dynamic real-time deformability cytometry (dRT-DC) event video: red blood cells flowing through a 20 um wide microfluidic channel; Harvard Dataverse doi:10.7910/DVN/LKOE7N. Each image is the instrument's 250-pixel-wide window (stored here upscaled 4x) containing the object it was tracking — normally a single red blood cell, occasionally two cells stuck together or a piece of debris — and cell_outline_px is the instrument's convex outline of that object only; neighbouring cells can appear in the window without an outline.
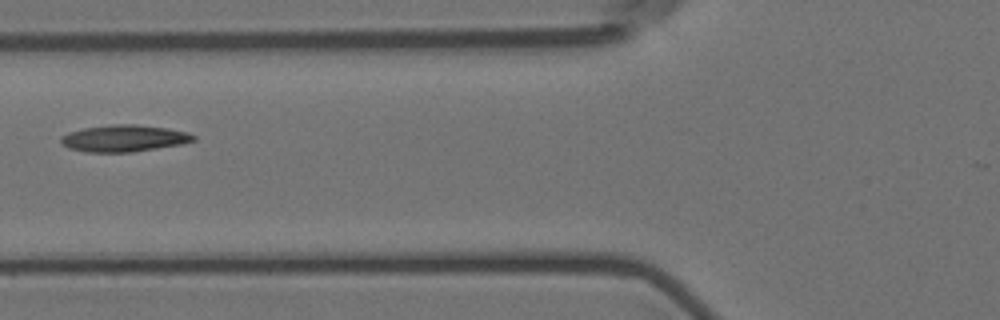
{"species": "Egyptian fruit bat (a non-hibernating species)", "species_latin": "Rousettus aegyptiacus", "temperature_condition": "room temperature", "stored_images_in_passage": 3, "camera_frame_rate_fps": 3000, "um_per_image_px": 0.085, "animal": {"sex": "female"}, "frame": {"image": 1, "passage_image": 3, "time_ms": 2.333, "image_size_px": [1000, 320], "cell_outline_px": [[196, 140], [180, 144], [132, 152], [84, 152], [68, 148], [60, 140], [60, 136], [68, 132], [84, 128], [112, 124], [136, 124], [168, 128], [188, 132], [196, 136]], "centroid_in_image_um": [10.53, 11.75], "position_along_channel_um": 115.3, "area_um2": 20.69}}